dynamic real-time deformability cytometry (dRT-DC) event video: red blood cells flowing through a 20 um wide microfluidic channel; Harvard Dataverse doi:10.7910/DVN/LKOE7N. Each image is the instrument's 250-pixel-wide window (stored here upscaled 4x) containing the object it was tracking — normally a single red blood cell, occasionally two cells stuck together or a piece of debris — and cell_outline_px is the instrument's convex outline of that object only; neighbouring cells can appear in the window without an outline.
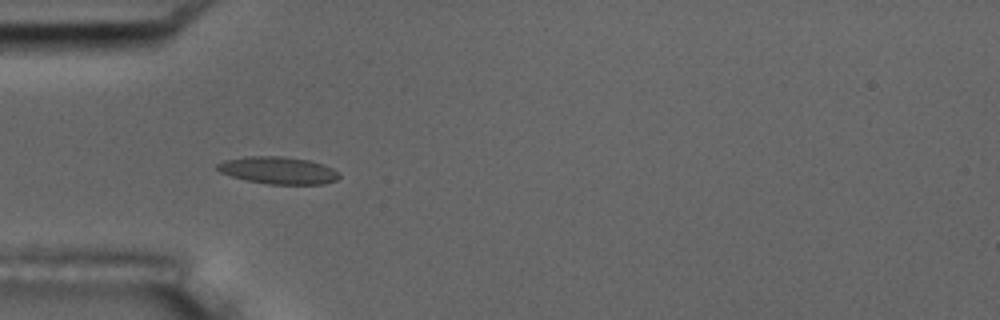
{"species": "common noctule bat (a hibernating species)", "species_latin": "Nyctalus noctula", "temperature_condition": "room temperature", "stored_images_in_passage": 13, "camera_frame_rate_fps": 3000, "um_per_image_px": 0.085, "animal": {"sex": "male", "body_mass_g": 17.5, "forearm_length_mm": 52.3}, "frame": {"image": 1, "passage_image": 4, "time_ms": 1.0, "image_size_px": [1000, 320], "cell_outline_px": [[340, 176], [336, 180], [324, 184], [268, 184], [248, 180], [232, 176], [220, 172], [216, 168], [216, 164], [224, 160], [248, 156], [280, 156], [308, 160], [324, 164], [340, 172]], "centroid_in_image_um": [23.67, 14.48], "position_along_channel_um": 61.3, "area_um2": 19.31}}